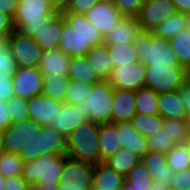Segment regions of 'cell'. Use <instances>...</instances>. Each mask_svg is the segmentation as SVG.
<instances>
[{
  "instance_id": "obj_41",
  "label": "cell",
  "mask_w": 190,
  "mask_h": 190,
  "mask_svg": "<svg viewBox=\"0 0 190 190\" xmlns=\"http://www.w3.org/2000/svg\"><path fill=\"white\" fill-rule=\"evenodd\" d=\"M7 104L11 124L29 119L28 100L14 96L7 102Z\"/></svg>"
},
{
  "instance_id": "obj_51",
  "label": "cell",
  "mask_w": 190,
  "mask_h": 190,
  "mask_svg": "<svg viewBox=\"0 0 190 190\" xmlns=\"http://www.w3.org/2000/svg\"><path fill=\"white\" fill-rule=\"evenodd\" d=\"M177 91L186 108V119L190 121V88L183 84Z\"/></svg>"
},
{
  "instance_id": "obj_10",
  "label": "cell",
  "mask_w": 190,
  "mask_h": 190,
  "mask_svg": "<svg viewBox=\"0 0 190 190\" xmlns=\"http://www.w3.org/2000/svg\"><path fill=\"white\" fill-rule=\"evenodd\" d=\"M177 12L171 0H146L136 17L141 30L151 32Z\"/></svg>"
},
{
  "instance_id": "obj_53",
  "label": "cell",
  "mask_w": 190,
  "mask_h": 190,
  "mask_svg": "<svg viewBox=\"0 0 190 190\" xmlns=\"http://www.w3.org/2000/svg\"><path fill=\"white\" fill-rule=\"evenodd\" d=\"M176 6L177 11L183 14L190 13V0H171Z\"/></svg>"
},
{
  "instance_id": "obj_6",
  "label": "cell",
  "mask_w": 190,
  "mask_h": 190,
  "mask_svg": "<svg viewBox=\"0 0 190 190\" xmlns=\"http://www.w3.org/2000/svg\"><path fill=\"white\" fill-rule=\"evenodd\" d=\"M69 158L92 164L100 163L99 123L88 120L68 137Z\"/></svg>"
},
{
  "instance_id": "obj_34",
  "label": "cell",
  "mask_w": 190,
  "mask_h": 190,
  "mask_svg": "<svg viewBox=\"0 0 190 190\" xmlns=\"http://www.w3.org/2000/svg\"><path fill=\"white\" fill-rule=\"evenodd\" d=\"M185 17L186 14L177 12L172 16L168 17L164 22H162L151 32L158 37L170 40L174 36H176L181 30L185 29Z\"/></svg>"
},
{
  "instance_id": "obj_45",
  "label": "cell",
  "mask_w": 190,
  "mask_h": 190,
  "mask_svg": "<svg viewBox=\"0 0 190 190\" xmlns=\"http://www.w3.org/2000/svg\"><path fill=\"white\" fill-rule=\"evenodd\" d=\"M171 190H190V168L173 172Z\"/></svg>"
},
{
  "instance_id": "obj_21",
  "label": "cell",
  "mask_w": 190,
  "mask_h": 190,
  "mask_svg": "<svg viewBox=\"0 0 190 190\" xmlns=\"http://www.w3.org/2000/svg\"><path fill=\"white\" fill-rule=\"evenodd\" d=\"M117 127L121 147L130 149L139 157L149 151L147 138L139 134L130 122L114 123Z\"/></svg>"
},
{
  "instance_id": "obj_26",
  "label": "cell",
  "mask_w": 190,
  "mask_h": 190,
  "mask_svg": "<svg viewBox=\"0 0 190 190\" xmlns=\"http://www.w3.org/2000/svg\"><path fill=\"white\" fill-rule=\"evenodd\" d=\"M121 148L117 127L114 123L99 124L100 163Z\"/></svg>"
},
{
  "instance_id": "obj_46",
  "label": "cell",
  "mask_w": 190,
  "mask_h": 190,
  "mask_svg": "<svg viewBox=\"0 0 190 190\" xmlns=\"http://www.w3.org/2000/svg\"><path fill=\"white\" fill-rule=\"evenodd\" d=\"M30 187L22 176L6 178L4 184V190H29Z\"/></svg>"
},
{
  "instance_id": "obj_35",
  "label": "cell",
  "mask_w": 190,
  "mask_h": 190,
  "mask_svg": "<svg viewBox=\"0 0 190 190\" xmlns=\"http://www.w3.org/2000/svg\"><path fill=\"white\" fill-rule=\"evenodd\" d=\"M170 44L180 65L184 67L190 65V31L187 29L181 30L170 39Z\"/></svg>"
},
{
  "instance_id": "obj_60",
  "label": "cell",
  "mask_w": 190,
  "mask_h": 190,
  "mask_svg": "<svg viewBox=\"0 0 190 190\" xmlns=\"http://www.w3.org/2000/svg\"><path fill=\"white\" fill-rule=\"evenodd\" d=\"M59 8H62L68 0H53Z\"/></svg>"
},
{
  "instance_id": "obj_47",
  "label": "cell",
  "mask_w": 190,
  "mask_h": 190,
  "mask_svg": "<svg viewBox=\"0 0 190 190\" xmlns=\"http://www.w3.org/2000/svg\"><path fill=\"white\" fill-rule=\"evenodd\" d=\"M15 30L13 19L0 12V37L4 40Z\"/></svg>"
},
{
  "instance_id": "obj_3",
  "label": "cell",
  "mask_w": 190,
  "mask_h": 190,
  "mask_svg": "<svg viewBox=\"0 0 190 190\" xmlns=\"http://www.w3.org/2000/svg\"><path fill=\"white\" fill-rule=\"evenodd\" d=\"M59 12L53 0H19L13 19L15 29L34 38Z\"/></svg>"
},
{
  "instance_id": "obj_39",
  "label": "cell",
  "mask_w": 190,
  "mask_h": 190,
  "mask_svg": "<svg viewBox=\"0 0 190 190\" xmlns=\"http://www.w3.org/2000/svg\"><path fill=\"white\" fill-rule=\"evenodd\" d=\"M18 65L13 58L6 41L0 45V78L12 79L17 72Z\"/></svg>"
},
{
  "instance_id": "obj_55",
  "label": "cell",
  "mask_w": 190,
  "mask_h": 190,
  "mask_svg": "<svg viewBox=\"0 0 190 190\" xmlns=\"http://www.w3.org/2000/svg\"><path fill=\"white\" fill-rule=\"evenodd\" d=\"M122 190H150V187L133 186L125 179Z\"/></svg>"
},
{
  "instance_id": "obj_9",
  "label": "cell",
  "mask_w": 190,
  "mask_h": 190,
  "mask_svg": "<svg viewBox=\"0 0 190 190\" xmlns=\"http://www.w3.org/2000/svg\"><path fill=\"white\" fill-rule=\"evenodd\" d=\"M5 41L18 67H38L43 50L34 38L21 34L15 29Z\"/></svg>"
},
{
  "instance_id": "obj_30",
  "label": "cell",
  "mask_w": 190,
  "mask_h": 190,
  "mask_svg": "<svg viewBox=\"0 0 190 190\" xmlns=\"http://www.w3.org/2000/svg\"><path fill=\"white\" fill-rule=\"evenodd\" d=\"M68 82V76H44L42 95L50 97L58 102L65 103Z\"/></svg>"
},
{
  "instance_id": "obj_23",
  "label": "cell",
  "mask_w": 190,
  "mask_h": 190,
  "mask_svg": "<svg viewBox=\"0 0 190 190\" xmlns=\"http://www.w3.org/2000/svg\"><path fill=\"white\" fill-rule=\"evenodd\" d=\"M125 178L103 162L94 164L92 190H122Z\"/></svg>"
},
{
  "instance_id": "obj_24",
  "label": "cell",
  "mask_w": 190,
  "mask_h": 190,
  "mask_svg": "<svg viewBox=\"0 0 190 190\" xmlns=\"http://www.w3.org/2000/svg\"><path fill=\"white\" fill-rule=\"evenodd\" d=\"M63 29V15L59 12L47 26H43L34 41L43 51L58 49Z\"/></svg>"
},
{
  "instance_id": "obj_56",
  "label": "cell",
  "mask_w": 190,
  "mask_h": 190,
  "mask_svg": "<svg viewBox=\"0 0 190 190\" xmlns=\"http://www.w3.org/2000/svg\"><path fill=\"white\" fill-rule=\"evenodd\" d=\"M31 190H59V185H47V186H43V185H33L30 187Z\"/></svg>"
},
{
  "instance_id": "obj_52",
  "label": "cell",
  "mask_w": 190,
  "mask_h": 190,
  "mask_svg": "<svg viewBox=\"0 0 190 190\" xmlns=\"http://www.w3.org/2000/svg\"><path fill=\"white\" fill-rule=\"evenodd\" d=\"M59 190H92V184H76L74 181H60Z\"/></svg>"
},
{
  "instance_id": "obj_37",
  "label": "cell",
  "mask_w": 190,
  "mask_h": 190,
  "mask_svg": "<svg viewBox=\"0 0 190 190\" xmlns=\"http://www.w3.org/2000/svg\"><path fill=\"white\" fill-rule=\"evenodd\" d=\"M23 159L15 153L1 152L0 154V174L5 178L22 176Z\"/></svg>"
},
{
  "instance_id": "obj_20",
  "label": "cell",
  "mask_w": 190,
  "mask_h": 190,
  "mask_svg": "<svg viewBox=\"0 0 190 190\" xmlns=\"http://www.w3.org/2000/svg\"><path fill=\"white\" fill-rule=\"evenodd\" d=\"M86 58L97 78L100 81H109L112 75L113 63L108 51V45L102 43L92 47L86 54Z\"/></svg>"
},
{
  "instance_id": "obj_28",
  "label": "cell",
  "mask_w": 190,
  "mask_h": 190,
  "mask_svg": "<svg viewBox=\"0 0 190 190\" xmlns=\"http://www.w3.org/2000/svg\"><path fill=\"white\" fill-rule=\"evenodd\" d=\"M68 78L84 81L88 84H96L100 82L86 56L71 57L68 67Z\"/></svg>"
},
{
  "instance_id": "obj_7",
  "label": "cell",
  "mask_w": 190,
  "mask_h": 190,
  "mask_svg": "<svg viewBox=\"0 0 190 190\" xmlns=\"http://www.w3.org/2000/svg\"><path fill=\"white\" fill-rule=\"evenodd\" d=\"M114 88L109 81L93 84L87 99L75 104L76 108L90 121L103 124L111 122Z\"/></svg>"
},
{
  "instance_id": "obj_48",
  "label": "cell",
  "mask_w": 190,
  "mask_h": 190,
  "mask_svg": "<svg viewBox=\"0 0 190 190\" xmlns=\"http://www.w3.org/2000/svg\"><path fill=\"white\" fill-rule=\"evenodd\" d=\"M14 96L13 80L0 78V100L8 102Z\"/></svg>"
},
{
  "instance_id": "obj_5",
  "label": "cell",
  "mask_w": 190,
  "mask_h": 190,
  "mask_svg": "<svg viewBox=\"0 0 190 190\" xmlns=\"http://www.w3.org/2000/svg\"><path fill=\"white\" fill-rule=\"evenodd\" d=\"M65 157L55 153H44L34 160L25 161L22 177L30 185H59L64 169Z\"/></svg>"
},
{
  "instance_id": "obj_49",
  "label": "cell",
  "mask_w": 190,
  "mask_h": 190,
  "mask_svg": "<svg viewBox=\"0 0 190 190\" xmlns=\"http://www.w3.org/2000/svg\"><path fill=\"white\" fill-rule=\"evenodd\" d=\"M19 0H0V12L14 19Z\"/></svg>"
},
{
  "instance_id": "obj_33",
  "label": "cell",
  "mask_w": 190,
  "mask_h": 190,
  "mask_svg": "<svg viewBox=\"0 0 190 190\" xmlns=\"http://www.w3.org/2000/svg\"><path fill=\"white\" fill-rule=\"evenodd\" d=\"M162 127H167V134L174 144H183L190 137V121L186 118L164 119Z\"/></svg>"
},
{
  "instance_id": "obj_19",
  "label": "cell",
  "mask_w": 190,
  "mask_h": 190,
  "mask_svg": "<svg viewBox=\"0 0 190 190\" xmlns=\"http://www.w3.org/2000/svg\"><path fill=\"white\" fill-rule=\"evenodd\" d=\"M139 162L147 168L154 181H168L171 187L173 171L167 163L166 154L149 150L140 157Z\"/></svg>"
},
{
  "instance_id": "obj_36",
  "label": "cell",
  "mask_w": 190,
  "mask_h": 190,
  "mask_svg": "<svg viewBox=\"0 0 190 190\" xmlns=\"http://www.w3.org/2000/svg\"><path fill=\"white\" fill-rule=\"evenodd\" d=\"M166 158L173 172L190 168L189 149L185 143L174 145V147L166 153Z\"/></svg>"
},
{
  "instance_id": "obj_50",
  "label": "cell",
  "mask_w": 190,
  "mask_h": 190,
  "mask_svg": "<svg viewBox=\"0 0 190 190\" xmlns=\"http://www.w3.org/2000/svg\"><path fill=\"white\" fill-rule=\"evenodd\" d=\"M11 124L7 101L0 100V132Z\"/></svg>"
},
{
  "instance_id": "obj_25",
  "label": "cell",
  "mask_w": 190,
  "mask_h": 190,
  "mask_svg": "<svg viewBox=\"0 0 190 190\" xmlns=\"http://www.w3.org/2000/svg\"><path fill=\"white\" fill-rule=\"evenodd\" d=\"M158 114L163 119L186 118V108L177 90L158 94Z\"/></svg>"
},
{
  "instance_id": "obj_61",
  "label": "cell",
  "mask_w": 190,
  "mask_h": 190,
  "mask_svg": "<svg viewBox=\"0 0 190 190\" xmlns=\"http://www.w3.org/2000/svg\"><path fill=\"white\" fill-rule=\"evenodd\" d=\"M185 144L187 145L189 149V155H190V137L185 141Z\"/></svg>"
},
{
  "instance_id": "obj_57",
  "label": "cell",
  "mask_w": 190,
  "mask_h": 190,
  "mask_svg": "<svg viewBox=\"0 0 190 190\" xmlns=\"http://www.w3.org/2000/svg\"><path fill=\"white\" fill-rule=\"evenodd\" d=\"M184 84L190 88V65L185 67Z\"/></svg>"
},
{
  "instance_id": "obj_29",
  "label": "cell",
  "mask_w": 190,
  "mask_h": 190,
  "mask_svg": "<svg viewBox=\"0 0 190 190\" xmlns=\"http://www.w3.org/2000/svg\"><path fill=\"white\" fill-rule=\"evenodd\" d=\"M113 68L132 64L139 61L134 42L122 45H108Z\"/></svg>"
},
{
  "instance_id": "obj_43",
  "label": "cell",
  "mask_w": 190,
  "mask_h": 190,
  "mask_svg": "<svg viewBox=\"0 0 190 190\" xmlns=\"http://www.w3.org/2000/svg\"><path fill=\"white\" fill-rule=\"evenodd\" d=\"M102 0H68L65 5L60 8V13H74L86 15V13Z\"/></svg>"
},
{
  "instance_id": "obj_27",
  "label": "cell",
  "mask_w": 190,
  "mask_h": 190,
  "mask_svg": "<svg viewBox=\"0 0 190 190\" xmlns=\"http://www.w3.org/2000/svg\"><path fill=\"white\" fill-rule=\"evenodd\" d=\"M140 157L130 149L121 147L116 153L103 163L126 178L132 169L139 163Z\"/></svg>"
},
{
  "instance_id": "obj_58",
  "label": "cell",
  "mask_w": 190,
  "mask_h": 190,
  "mask_svg": "<svg viewBox=\"0 0 190 190\" xmlns=\"http://www.w3.org/2000/svg\"><path fill=\"white\" fill-rule=\"evenodd\" d=\"M185 29H187L188 31H190V13L186 14L185 17Z\"/></svg>"
},
{
  "instance_id": "obj_11",
  "label": "cell",
  "mask_w": 190,
  "mask_h": 190,
  "mask_svg": "<svg viewBox=\"0 0 190 190\" xmlns=\"http://www.w3.org/2000/svg\"><path fill=\"white\" fill-rule=\"evenodd\" d=\"M145 72L146 66L140 61L113 68L109 83L114 89L136 91L145 87Z\"/></svg>"
},
{
  "instance_id": "obj_62",
  "label": "cell",
  "mask_w": 190,
  "mask_h": 190,
  "mask_svg": "<svg viewBox=\"0 0 190 190\" xmlns=\"http://www.w3.org/2000/svg\"><path fill=\"white\" fill-rule=\"evenodd\" d=\"M5 40L2 38V37H0V45L4 42Z\"/></svg>"
},
{
  "instance_id": "obj_1",
  "label": "cell",
  "mask_w": 190,
  "mask_h": 190,
  "mask_svg": "<svg viewBox=\"0 0 190 190\" xmlns=\"http://www.w3.org/2000/svg\"><path fill=\"white\" fill-rule=\"evenodd\" d=\"M1 150L18 154L23 161L34 160L44 153L68 157L67 138L55 128L26 119L10 124L0 132Z\"/></svg>"
},
{
  "instance_id": "obj_8",
  "label": "cell",
  "mask_w": 190,
  "mask_h": 190,
  "mask_svg": "<svg viewBox=\"0 0 190 190\" xmlns=\"http://www.w3.org/2000/svg\"><path fill=\"white\" fill-rule=\"evenodd\" d=\"M185 67L146 66L145 87L151 88L157 94L178 90L184 84Z\"/></svg>"
},
{
  "instance_id": "obj_42",
  "label": "cell",
  "mask_w": 190,
  "mask_h": 190,
  "mask_svg": "<svg viewBox=\"0 0 190 190\" xmlns=\"http://www.w3.org/2000/svg\"><path fill=\"white\" fill-rule=\"evenodd\" d=\"M133 186L150 187L154 180L147 168L142 164L138 163L125 178Z\"/></svg>"
},
{
  "instance_id": "obj_15",
  "label": "cell",
  "mask_w": 190,
  "mask_h": 190,
  "mask_svg": "<svg viewBox=\"0 0 190 190\" xmlns=\"http://www.w3.org/2000/svg\"><path fill=\"white\" fill-rule=\"evenodd\" d=\"M136 91L114 89L111 123L130 122L136 114Z\"/></svg>"
},
{
  "instance_id": "obj_44",
  "label": "cell",
  "mask_w": 190,
  "mask_h": 190,
  "mask_svg": "<svg viewBox=\"0 0 190 190\" xmlns=\"http://www.w3.org/2000/svg\"><path fill=\"white\" fill-rule=\"evenodd\" d=\"M145 0H114L113 3L124 16L136 17Z\"/></svg>"
},
{
  "instance_id": "obj_14",
  "label": "cell",
  "mask_w": 190,
  "mask_h": 190,
  "mask_svg": "<svg viewBox=\"0 0 190 190\" xmlns=\"http://www.w3.org/2000/svg\"><path fill=\"white\" fill-rule=\"evenodd\" d=\"M62 104L42 94L34 96L28 100L29 119L48 126L59 115Z\"/></svg>"
},
{
  "instance_id": "obj_40",
  "label": "cell",
  "mask_w": 190,
  "mask_h": 190,
  "mask_svg": "<svg viewBox=\"0 0 190 190\" xmlns=\"http://www.w3.org/2000/svg\"><path fill=\"white\" fill-rule=\"evenodd\" d=\"M147 144L150 151L163 154L168 153L174 147L167 134V127H161L154 135L148 137Z\"/></svg>"
},
{
  "instance_id": "obj_12",
  "label": "cell",
  "mask_w": 190,
  "mask_h": 190,
  "mask_svg": "<svg viewBox=\"0 0 190 190\" xmlns=\"http://www.w3.org/2000/svg\"><path fill=\"white\" fill-rule=\"evenodd\" d=\"M13 91L16 97L29 100L42 94L44 75L38 67L20 68L12 76Z\"/></svg>"
},
{
  "instance_id": "obj_17",
  "label": "cell",
  "mask_w": 190,
  "mask_h": 190,
  "mask_svg": "<svg viewBox=\"0 0 190 190\" xmlns=\"http://www.w3.org/2000/svg\"><path fill=\"white\" fill-rule=\"evenodd\" d=\"M71 57L61 49L43 51L38 65L44 76H68Z\"/></svg>"
},
{
  "instance_id": "obj_59",
  "label": "cell",
  "mask_w": 190,
  "mask_h": 190,
  "mask_svg": "<svg viewBox=\"0 0 190 190\" xmlns=\"http://www.w3.org/2000/svg\"><path fill=\"white\" fill-rule=\"evenodd\" d=\"M5 182H6V178L0 174V190H4Z\"/></svg>"
},
{
  "instance_id": "obj_38",
  "label": "cell",
  "mask_w": 190,
  "mask_h": 190,
  "mask_svg": "<svg viewBox=\"0 0 190 190\" xmlns=\"http://www.w3.org/2000/svg\"><path fill=\"white\" fill-rule=\"evenodd\" d=\"M93 84L84 81L69 79L65 94V103L77 104L81 100L87 99Z\"/></svg>"
},
{
  "instance_id": "obj_18",
  "label": "cell",
  "mask_w": 190,
  "mask_h": 190,
  "mask_svg": "<svg viewBox=\"0 0 190 190\" xmlns=\"http://www.w3.org/2000/svg\"><path fill=\"white\" fill-rule=\"evenodd\" d=\"M140 32L137 17L124 16L115 28L104 36V43L113 46L132 43Z\"/></svg>"
},
{
  "instance_id": "obj_4",
  "label": "cell",
  "mask_w": 190,
  "mask_h": 190,
  "mask_svg": "<svg viewBox=\"0 0 190 190\" xmlns=\"http://www.w3.org/2000/svg\"><path fill=\"white\" fill-rule=\"evenodd\" d=\"M134 45L139 61L145 66L172 67L180 65L169 39L141 30L135 37Z\"/></svg>"
},
{
  "instance_id": "obj_2",
  "label": "cell",
  "mask_w": 190,
  "mask_h": 190,
  "mask_svg": "<svg viewBox=\"0 0 190 190\" xmlns=\"http://www.w3.org/2000/svg\"><path fill=\"white\" fill-rule=\"evenodd\" d=\"M61 14L63 29L59 49L69 57L86 56L92 47L104 43V36L87 20L85 15Z\"/></svg>"
},
{
  "instance_id": "obj_31",
  "label": "cell",
  "mask_w": 190,
  "mask_h": 190,
  "mask_svg": "<svg viewBox=\"0 0 190 190\" xmlns=\"http://www.w3.org/2000/svg\"><path fill=\"white\" fill-rule=\"evenodd\" d=\"M163 120L159 114L148 115L136 113L131 118L130 123L139 134L148 138L162 127Z\"/></svg>"
},
{
  "instance_id": "obj_22",
  "label": "cell",
  "mask_w": 190,
  "mask_h": 190,
  "mask_svg": "<svg viewBox=\"0 0 190 190\" xmlns=\"http://www.w3.org/2000/svg\"><path fill=\"white\" fill-rule=\"evenodd\" d=\"M94 164L65 157L61 181L76 184H92Z\"/></svg>"
},
{
  "instance_id": "obj_54",
  "label": "cell",
  "mask_w": 190,
  "mask_h": 190,
  "mask_svg": "<svg viewBox=\"0 0 190 190\" xmlns=\"http://www.w3.org/2000/svg\"><path fill=\"white\" fill-rule=\"evenodd\" d=\"M150 190H171L168 181H154L150 186Z\"/></svg>"
},
{
  "instance_id": "obj_13",
  "label": "cell",
  "mask_w": 190,
  "mask_h": 190,
  "mask_svg": "<svg viewBox=\"0 0 190 190\" xmlns=\"http://www.w3.org/2000/svg\"><path fill=\"white\" fill-rule=\"evenodd\" d=\"M87 20L105 36L112 31L124 15L113 1L102 0L86 13Z\"/></svg>"
},
{
  "instance_id": "obj_16",
  "label": "cell",
  "mask_w": 190,
  "mask_h": 190,
  "mask_svg": "<svg viewBox=\"0 0 190 190\" xmlns=\"http://www.w3.org/2000/svg\"><path fill=\"white\" fill-rule=\"evenodd\" d=\"M88 119L76 108L74 104L63 103L59 115L48 125L55 128L64 137H68L78 126Z\"/></svg>"
},
{
  "instance_id": "obj_32",
  "label": "cell",
  "mask_w": 190,
  "mask_h": 190,
  "mask_svg": "<svg viewBox=\"0 0 190 190\" xmlns=\"http://www.w3.org/2000/svg\"><path fill=\"white\" fill-rule=\"evenodd\" d=\"M135 109L139 114H158V94L147 87L136 90Z\"/></svg>"
}]
</instances>
